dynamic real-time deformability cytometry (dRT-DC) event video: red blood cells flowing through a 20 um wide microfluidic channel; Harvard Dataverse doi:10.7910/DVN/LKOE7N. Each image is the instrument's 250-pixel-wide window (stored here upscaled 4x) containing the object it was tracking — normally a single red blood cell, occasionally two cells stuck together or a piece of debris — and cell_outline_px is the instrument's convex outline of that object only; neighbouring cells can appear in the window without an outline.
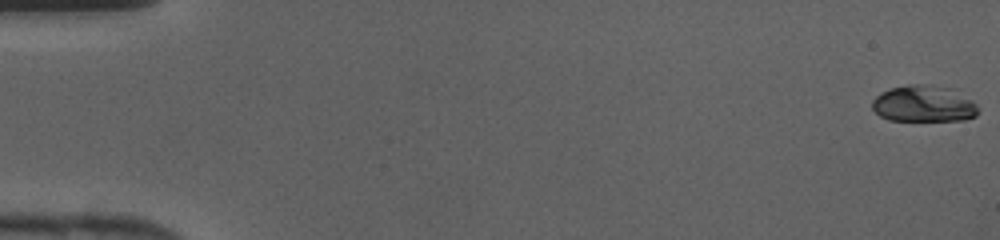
{"species": "human", "species_latin": "Homo sapiens", "temperature_condition": "cold", "stored_images_in_passage": 9, "camera_frame_rate_fps": 3000, "um_per_image_px": 0.085, "donor": {"sex": "female"}, "frame": {"image": 1, "passage_image": 1, "time_ms": 0.0, "image_size_px": [1000, 240], "cell_outline_px": [[976, 116], [964, 120], [888, 120], [880, 116], [872, 108], [872, 100], [880, 92], [888, 88], [908, 84], [928, 84], [948, 88], [972, 100], [976, 104]], "centroid_in_image_um": [78.45, 8.81], "position_along_channel_um": 6.5, "area_um2": 22.43}}